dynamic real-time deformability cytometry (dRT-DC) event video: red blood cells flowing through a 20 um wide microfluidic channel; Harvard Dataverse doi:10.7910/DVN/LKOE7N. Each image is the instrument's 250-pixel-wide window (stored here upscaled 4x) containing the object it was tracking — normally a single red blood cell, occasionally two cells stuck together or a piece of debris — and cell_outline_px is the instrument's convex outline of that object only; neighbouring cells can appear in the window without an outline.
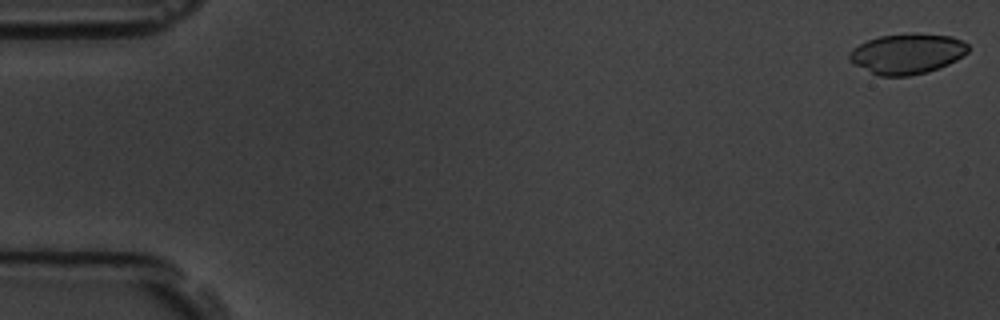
{"species": "common noctule bat (a hibernating species)", "species_latin": "Nyctalus noctula", "temperature_condition": "room temperature", "stored_images_in_passage": 4, "camera_frame_rate_fps": 3000, "um_per_image_px": 0.085, "animal": {"sex": "male", "body_mass_g": 19.5, "forearm_length_mm": 54.6}, "frame": {"image": 1, "passage_image": 1, "time_ms": 0.0, "image_size_px": [1000, 320], "cell_outline_px": [[968, 52], [956, 60], [948, 64], [928, 72], [908, 76], [880, 76], [848, 60], [848, 52], [852, 48], [868, 40], [880, 36], [912, 32], [916, 32], [952, 36], [968, 44]], "centroid_in_image_um": [77.12, 4.55], "position_along_channel_um": 7.9, "area_um2": 27.98}}